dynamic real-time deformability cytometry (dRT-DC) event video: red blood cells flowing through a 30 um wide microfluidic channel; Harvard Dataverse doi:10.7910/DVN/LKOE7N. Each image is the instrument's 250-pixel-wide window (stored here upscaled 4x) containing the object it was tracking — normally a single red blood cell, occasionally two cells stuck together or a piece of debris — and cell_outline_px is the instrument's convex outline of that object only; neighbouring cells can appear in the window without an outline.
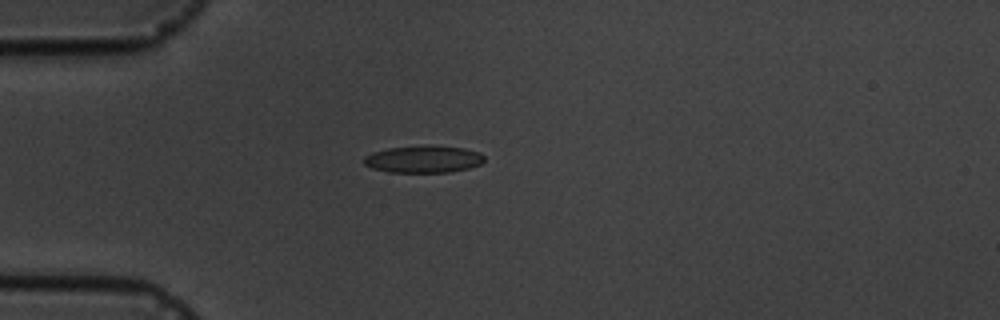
{"species": "common noctule bat (a hibernating species)", "species_latin": "Nyctalus noctula", "temperature_condition": "cold", "stored_images_in_passage": 9, "camera_frame_rate_fps": 3000, "um_per_image_px": 0.085, "animal": {"sex": "male", "body_mass_g": 19.5, "forearm_length_mm": 54.6}, "frame": {"image": 1, "passage_image": 3, "time_ms": 3.333, "image_size_px": [1000, 320], "cell_outline_px": [[484, 160], [480, 164], [468, 168], [448, 172], [388, 172], [372, 168], [364, 164], [364, 156], [372, 152], [388, 148], [424, 144], [432, 144], [464, 148], [480, 152], [484, 156]], "centroid_in_image_um": [35.99, 13.5], "position_along_channel_um": 49.0, "area_um2": 19.36}}
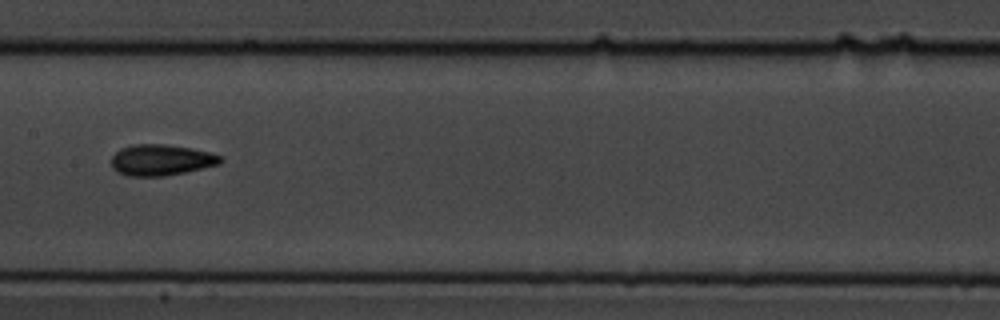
{"frame": {"image": 2, "passage_image": 7, "time_ms": 7.667, "image_size_px": [1000, 320], "cell_outline_px": [[224, 160], [220, 164], [184, 172], [164, 176], [128, 176], [116, 172], [112, 168], [112, 156], [120, 148], [132, 144], [164, 144], [192, 148], [208, 152], [220, 156]], "centroid_in_image_um": [13.67, 13.6], "position_along_channel_um": 193.7, "area_um2": 19.77}}
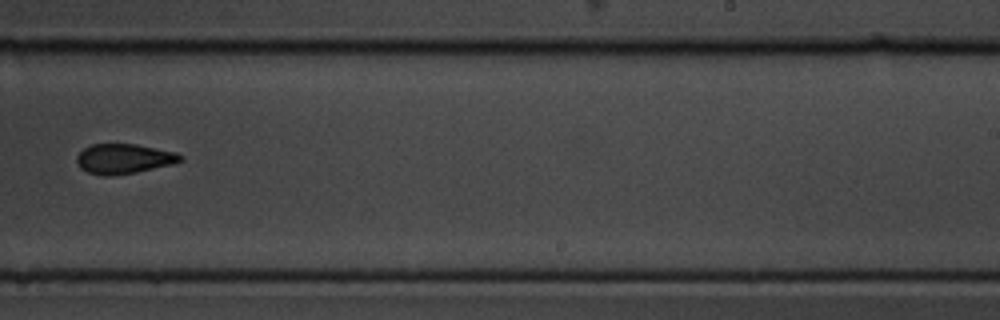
{"frame": {"image": 3, "passage_image": 9, "time_ms": 10.0, "image_size_px": [1000, 320], "cell_outline_px": [[184, 160], [176, 164], [136, 172], [112, 176], [104, 176], [88, 172], [80, 168], [76, 160], [76, 156], [84, 148], [92, 144], [136, 144], [176, 152], [184, 156]], "centroid_in_image_um": [10.57, 13.5], "position_along_channel_um": 278.4, "area_um2": 18.26}}